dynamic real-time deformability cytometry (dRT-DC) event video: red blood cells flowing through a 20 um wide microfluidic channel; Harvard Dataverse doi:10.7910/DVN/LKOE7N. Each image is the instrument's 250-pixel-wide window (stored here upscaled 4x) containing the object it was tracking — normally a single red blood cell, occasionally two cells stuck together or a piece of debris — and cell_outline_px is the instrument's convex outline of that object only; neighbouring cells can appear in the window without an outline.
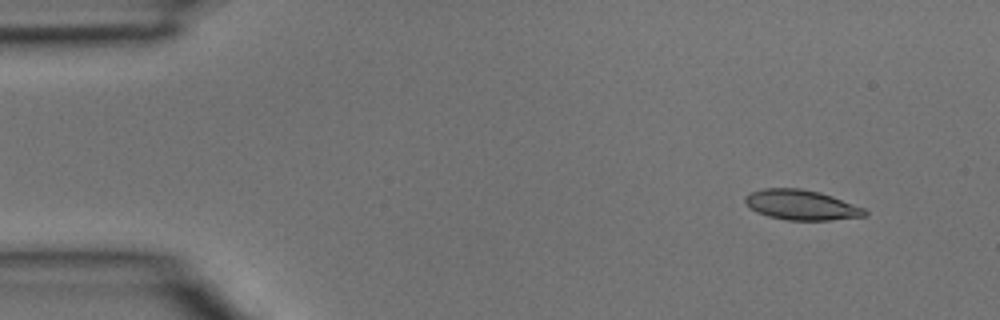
{"species": "common noctule bat (a hibernating species)", "species_latin": "Nyctalus noctula", "temperature_condition": "room temperature", "stored_images_in_passage": 3, "camera_frame_rate_fps": 3000, "um_per_image_px": 0.085, "animal": {"sex": "male", "body_mass_g": 15.6}, "frame": {"image": 1, "passage_image": 2, "time_ms": 0.333, "image_size_px": [1000, 320], "cell_outline_px": [[868, 216], [832, 220], [788, 220], [768, 216], [756, 212], [744, 200], [744, 196], [752, 192], [764, 188], [800, 188], [820, 192], [832, 196], [864, 208], [868, 212]], "centroid_in_image_um": [68.14, 17.42], "position_along_channel_um": 16.9, "area_um2": 20.92}}